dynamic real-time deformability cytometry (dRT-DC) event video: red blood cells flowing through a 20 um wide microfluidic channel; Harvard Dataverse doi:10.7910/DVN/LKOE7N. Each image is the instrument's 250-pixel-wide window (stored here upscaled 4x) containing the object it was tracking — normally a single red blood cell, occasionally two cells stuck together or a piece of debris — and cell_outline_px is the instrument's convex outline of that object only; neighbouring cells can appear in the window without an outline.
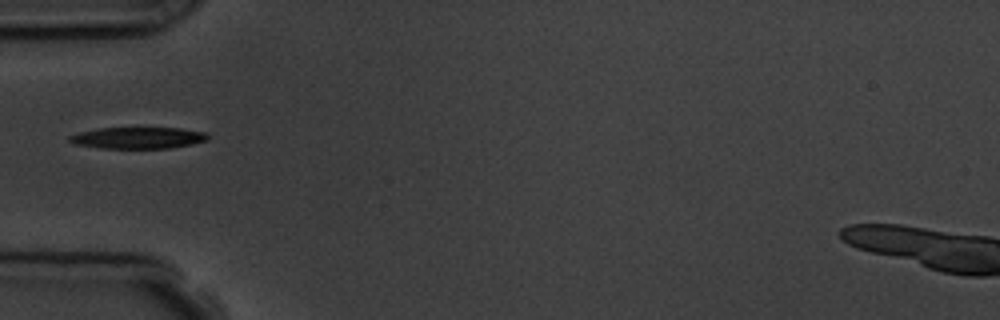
{"species": "common noctule bat (a hibernating species)", "species_latin": "Nyctalus noctula", "temperature_condition": "room temperature", "stored_images_in_passage": 6, "camera_frame_rate_fps": 3000, "um_per_image_px": 0.085, "animal": {"sex": "male", "body_mass_g": 19.5, "forearm_length_mm": 54.6}, "frame": {"image": 1, "passage_image": 6, "time_ms": 5.667, "image_size_px": [1000, 320], "cell_outline_px": [[208, 136], [204, 140], [192, 144], [168, 148], [100, 148], [76, 144], [68, 140], [68, 136], [80, 132], [96, 128], [180, 128], [204, 132]], "centroid_in_image_um": [11.67, 11.71], "position_along_channel_um": 73.3, "area_um2": 17.11}}